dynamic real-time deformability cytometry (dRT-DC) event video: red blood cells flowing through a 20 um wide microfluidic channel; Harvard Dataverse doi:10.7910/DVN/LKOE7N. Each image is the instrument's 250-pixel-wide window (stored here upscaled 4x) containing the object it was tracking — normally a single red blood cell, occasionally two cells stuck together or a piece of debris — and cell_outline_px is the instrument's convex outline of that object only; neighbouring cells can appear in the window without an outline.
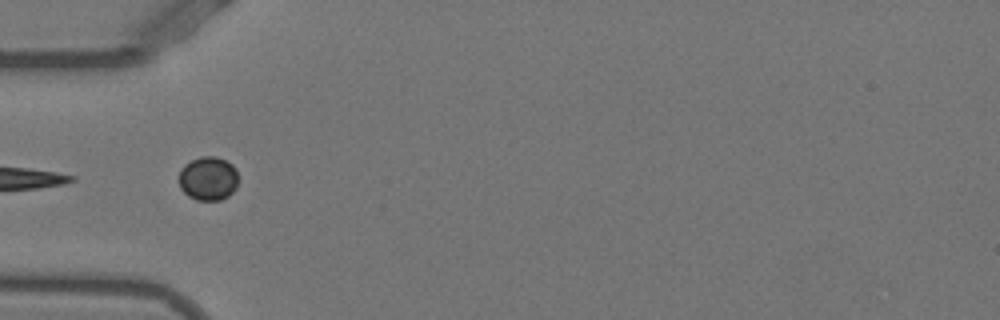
{"species": "Egyptian fruit bat (a non-hibernating species)", "species_latin": "Rousettus aegyptiacus", "temperature_condition": "warm", "stored_images_in_passage": 24, "camera_frame_rate_fps": 3000, "um_per_image_px": 0.085, "animal": {"sex": "female"}, "frame": {"image": 1, "passage_image": 1, "time_ms": 0.0, "image_size_px": [1000, 320], "cell_outline_px": [[236, 188], [228, 196], [220, 200], [196, 200], [188, 196], [180, 188], [180, 168], [184, 164], [200, 156], [216, 156], [232, 164], [236, 168]], "centroid_in_image_um": [17.68, 15.17], "position_along_channel_um": 67.3, "area_um2": 15.14}, "authors_computed_cell_mechanics": {"area_um2": 19.7098, "velocity_mm_per_s": 3.904, "shape_relaxation_time_tau1_ms": 4.6297, "shape_relaxation_time_tau2_ms": 4.0833, "deformation_change_tau1": 0.177, "deformation_change_tau2": 0.1036}}